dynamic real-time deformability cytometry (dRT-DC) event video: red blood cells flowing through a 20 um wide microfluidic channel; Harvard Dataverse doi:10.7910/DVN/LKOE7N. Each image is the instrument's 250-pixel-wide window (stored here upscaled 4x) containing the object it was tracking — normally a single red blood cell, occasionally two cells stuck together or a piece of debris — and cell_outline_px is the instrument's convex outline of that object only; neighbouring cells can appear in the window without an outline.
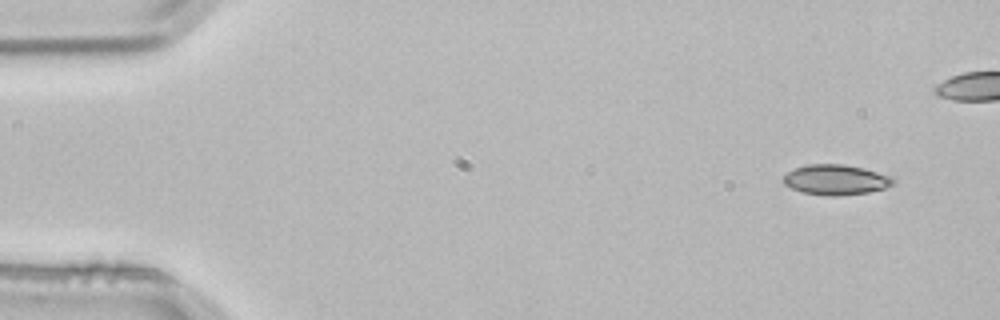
{"species": "common noctule bat (a hibernating species)", "species_latin": "Nyctalus noctula", "temperature_condition": "room temperature", "stored_images_in_passage": 4, "camera_frame_rate_fps": 3000, "um_per_image_px": 0.085, "animal": {"sex": "male", "body_mass_g": 21.5, "forearm_length_mm": 52.0}, "frame": {"image": 1, "passage_image": 1, "time_ms": 0.0, "image_size_px": [1000, 320], "cell_outline_px": [[896, 180], [892, 184], [884, 188], [868, 192], [840, 196], [828, 196], [804, 192], [792, 188], [784, 184], [780, 180], [788, 172], [796, 168], [808, 164], [844, 164], [864, 168], [892, 176]], "centroid_in_image_um": [71.05, 15.27], "position_along_channel_um": 14.0, "area_um2": 19.36}}